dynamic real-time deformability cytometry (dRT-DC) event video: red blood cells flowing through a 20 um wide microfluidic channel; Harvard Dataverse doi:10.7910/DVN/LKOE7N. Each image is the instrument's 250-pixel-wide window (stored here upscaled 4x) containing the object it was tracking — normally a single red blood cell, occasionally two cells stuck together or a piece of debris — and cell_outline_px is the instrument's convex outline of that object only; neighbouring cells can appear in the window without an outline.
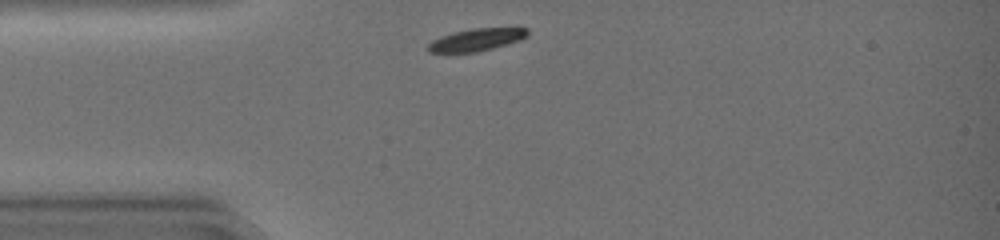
{"species": "common noctule bat (a hibernating species)", "species_latin": "Nyctalus noctula", "temperature_condition": "warm", "stored_images_in_passage": 29, "camera_frame_rate_fps": 3000, "um_per_image_px": 0.085, "animal": {"sex": "female", "body_mass_g": 19.0, "forearm_length_mm": 51.5}, "frame": {"image": 1, "passage_image": 1, "time_ms": 0.0, "image_size_px": [1000, 240], "cell_outline_px": [[528, 36], [520, 40], [492, 48], [476, 52], [428, 52], [424, 48], [432, 40], [440, 36], [452, 32], [472, 28], [528, 28]], "centroid_in_image_um": [40.45, 3.37], "position_along_channel_um": 44.6, "area_um2": 13.01}}
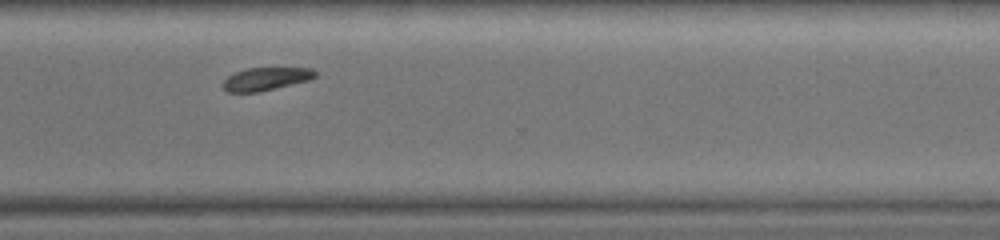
{"frame": {"image": 2, "passage_image": 23, "time_ms": 7.333, "image_size_px": [1000, 240], "cell_outline_px": [[316, 76], [308, 80], [260, 92], [228, 92], [224, 88], [224, 80], [228, 76], [236, 72], [248, 68], [312, 68], [316, 72]], "centroid_in_image_um": [22.61, 6.7], "position_along_channel_um": 348.0, "area_um2": 12.14}}
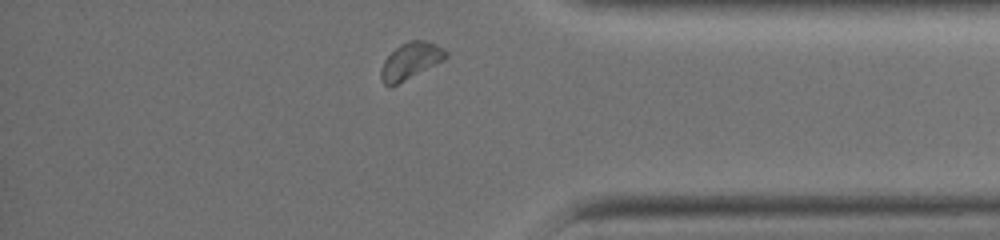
{"frame": {"image": 3, "passage_image": 27, "time_ms": 8.667, "image_size_px": [1000, 240], "cell_outline_px": [[448, 56], [444, 60], [388, 88], [384, 84], [380, 76], [380, 68], [384, 60], [400, 44], [412, 40], [428, 40], [444, 48], [448, 52]], "centroid_in_image_um": [34.9, 5.16], "position_along_channel_um": 400.3, "area_um2": 13.76}, "authors_computed_cell_mechanics": {"area_um2": 13.9876, "velocity_mm_per_s": 4.3491, "shape_relaxation_time_tau1_ms": 1.8694, "shape_relaxation_time_tau2_ms": null, "deformation_change_tau1": 0.1273, "deformation_change_tau2": null}}